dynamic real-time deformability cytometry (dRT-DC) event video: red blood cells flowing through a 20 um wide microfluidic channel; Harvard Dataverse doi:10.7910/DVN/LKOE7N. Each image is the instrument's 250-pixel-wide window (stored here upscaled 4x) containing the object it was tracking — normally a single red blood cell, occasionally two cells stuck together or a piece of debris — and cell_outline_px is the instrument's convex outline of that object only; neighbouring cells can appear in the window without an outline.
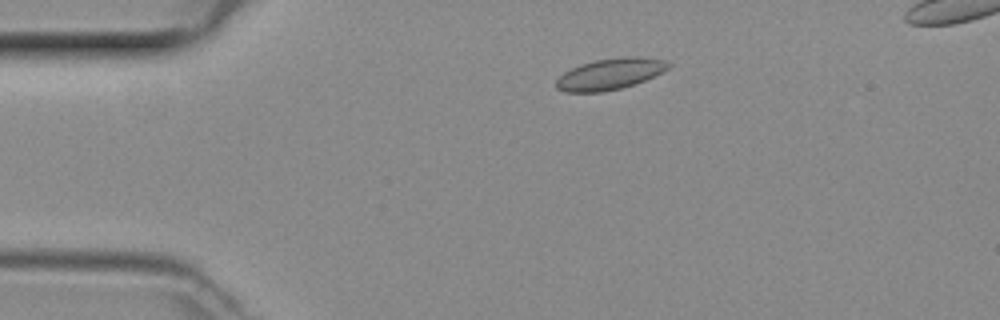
{"species": "common noctule bat (a hibernating species)", "species_latin": "Nyctalus noctula", "temperature_condition": "room temperature", "stored_images_in_passage": 45, "camera_frame_rate_fps": 3000, "um_per_image_px": 0.085, "animal": {"sex": "female", "body_mass_g": 29.2, "forearm_length_mm": 56.3}, "frame": {"image": 1, "passage_image": 7, "time_ms": 2.0, "image_size_px": [1000, 320], "cell_outline_px": [[672, 64], [668, 68], [636, 84], [620, 88], [600, 92], [564, 92], [556, 88], [556, 80], [564, 72], [580, 64], [596, 60], [624, 56], [640, 56], [664, 60]], "centroid_in_image_um": [51.83, 6.28], "position_along_channel_um": 33.2, "area_um2": 20.29}}
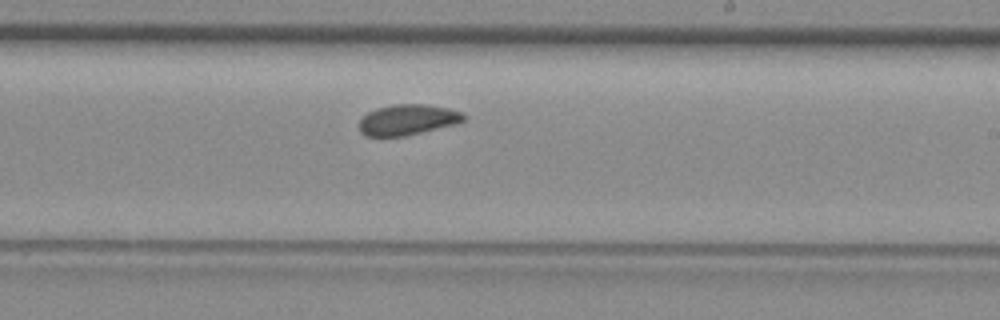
{"frame": {"image": 2, "passage_image": 26, "time_ms": 8.333, "image_size_px": [1000, 320], "cell_outline_px": [[468, 116], [464, 120], [456, 124], [404, 136], [364, 136], [360, 132], [360, 120], [368, 112], [376, 108], [392, 104], [424, 104], [448, 108], [460, 112]], "centroid_in_image_um": [34.65, 10.17], "position_along_channel_um": 254.4, "area_um2": 18.61}}
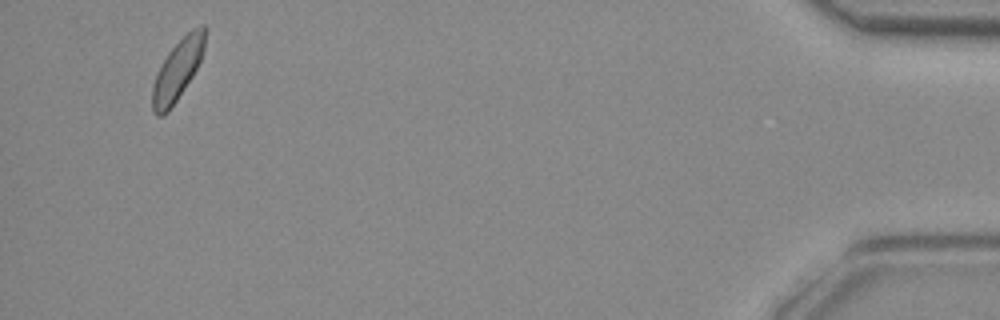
{"frame": {"image": 3, "passage_image": 44, "time_ms": 14.333, "image_size_px": [1000, 320], "cell_outline_px": [[204, 48], [200, 60], [192, 76], [168, 112], [164, 116], [156, 116], [152, 112], [152, 88], [156, 76], [168, 52], [192, 28], [200, 24], [204, 24]], "centroid_in_image_um": [15.07, 5.98], "position_along_channel_um": 420.1, "area_um2": 18.03}}